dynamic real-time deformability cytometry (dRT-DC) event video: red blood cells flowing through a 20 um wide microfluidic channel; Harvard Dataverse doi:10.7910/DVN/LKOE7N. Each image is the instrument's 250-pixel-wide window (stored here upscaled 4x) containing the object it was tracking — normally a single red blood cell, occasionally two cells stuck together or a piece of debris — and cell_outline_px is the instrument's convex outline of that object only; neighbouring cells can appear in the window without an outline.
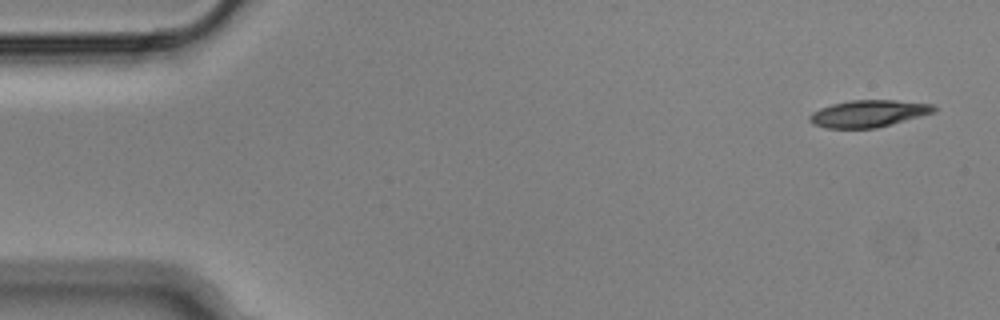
{"species": "Egyptian fruit bat (a non-hibernating species)", "species_latin": "Rousettus aegyptiacus", "temperature_condition": "cold", "stored_images_in_passage": 2, "camera_frame_rate_fps": 3000, "um_per_image_px": 0.085, "animal": {"sex": "male"}, "frame": {"image": 1, "passage_image": 1, "time_ms": 0.0, "image_size_px": [1000, 320], "cell_outline_px": [[936, 112], [876, 128], [824, 128], [812, 124], [808, 120], [808, 116], [812, 112], [820, 108], [832, 104], [852, 100], [896, 100], [932, 104], [936, 108]], "centroid_in_image_um": [73.79, 9.65], "position_along_channel_um": 11.2, "area_um2": 19.59}}